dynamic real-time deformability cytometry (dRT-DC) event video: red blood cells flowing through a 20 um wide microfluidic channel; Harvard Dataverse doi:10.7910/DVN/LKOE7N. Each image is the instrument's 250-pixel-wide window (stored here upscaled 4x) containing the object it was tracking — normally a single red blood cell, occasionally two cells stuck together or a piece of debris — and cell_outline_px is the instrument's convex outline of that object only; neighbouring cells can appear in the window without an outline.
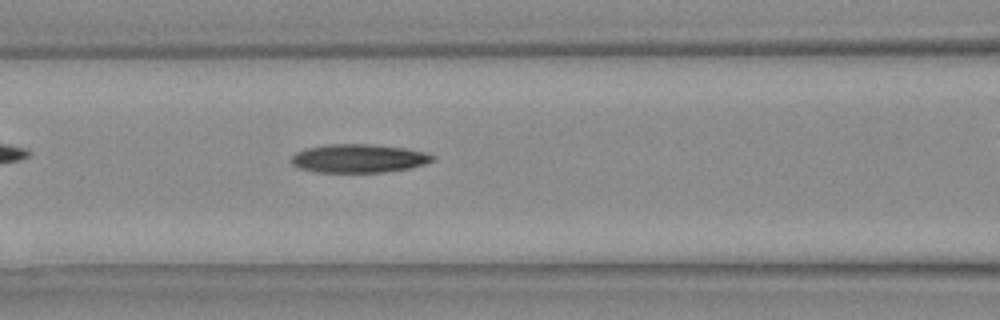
{"species": "Egyptian fruit bat (a non-hibernating species)", "species_latin": "Rousettus aegyptiacus", "temperature_condition": "warm", "stored_images_in_passage": 11, "camera_frame_rate_fps": 3000, "um_per_image_px": 0.085, "animal": {"sex": "female"}, "frame": {"image": 1, "passage_image": 8, "time_ms": 2.333, "image_size_px": [1000, 320], "cell_outline_px": [[436, 160], [424, 164], [408, 168], [384, 172], [316, 172], [300, 168], [292, 164], [292, 156], [296, 152], [308, 148], [332, 144], [368, 144], [404, 148], [424, 152], [436, 156]], "centroid_in_image_um": [30.51, 13.47], "position_along_channel_um": 136.1, "area_um2": 23.24}}